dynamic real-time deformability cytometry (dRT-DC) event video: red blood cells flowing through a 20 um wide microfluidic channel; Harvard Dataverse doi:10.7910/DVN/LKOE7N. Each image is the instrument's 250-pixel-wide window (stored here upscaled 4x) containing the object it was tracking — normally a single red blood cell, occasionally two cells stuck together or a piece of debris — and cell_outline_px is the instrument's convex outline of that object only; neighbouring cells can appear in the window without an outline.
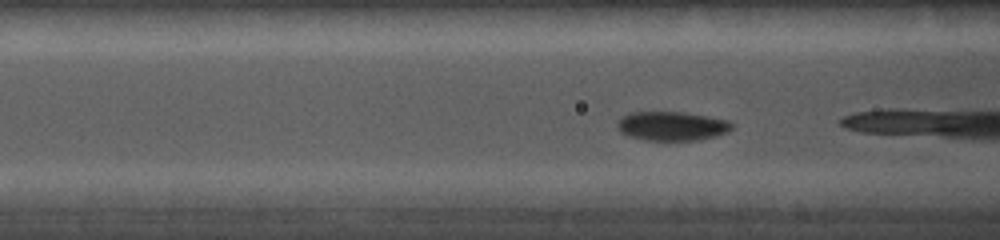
{"species": "common noctule bat (a hibernating species)", "species_latin": "Nyctalus noctula", "temperature_condition": "cold", "stored_images_in_passage": 9, "camera_frame_rate_fps": 5000, "um_per_image_px": 0.085, "animal": {"sex": "female", "body_mass_g": 19.0, "forearm_length_mm": 56.7}, "frame": {"image": 1, "passage_image": 4, "time_ms": 0.8, "image_size_px": [1000, 240], "cell_outline_px": [[732, 128], [728, 132], [716, 136], [700, 140], [644, 140], [620, 132], [616, 124], [628, 112], [684, 112], [708, 116], [728, 120], [732, 124]], "centroid_in_image_um": [57.14, 10.71], "position_along_channel_um": 109.5, "area_um2": 19.36}}